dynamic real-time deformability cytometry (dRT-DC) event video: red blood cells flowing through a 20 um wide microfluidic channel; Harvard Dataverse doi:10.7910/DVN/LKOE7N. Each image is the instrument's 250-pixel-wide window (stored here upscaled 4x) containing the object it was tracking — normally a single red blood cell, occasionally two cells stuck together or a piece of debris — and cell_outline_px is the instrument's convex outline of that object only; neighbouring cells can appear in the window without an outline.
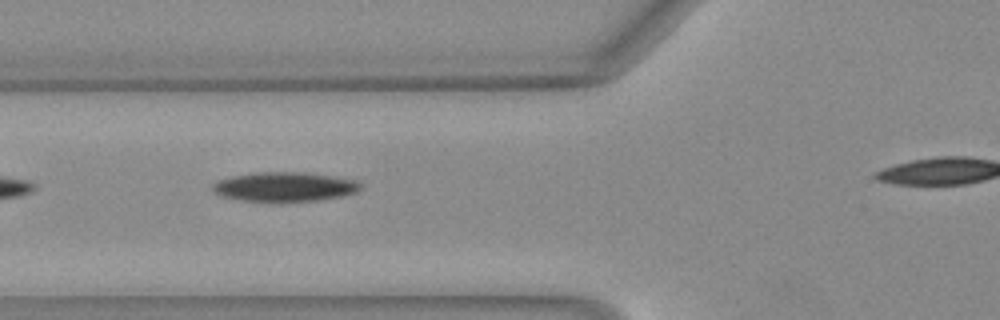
{"species": "Egyptian fruit bat (a non-hibernating species)", "species_latin": "Rousettus aegyptiacus", "temperature_condition": "warm", "stored_images_in_passage": 30, "camera_frame_rate_fps": 3000, "um_per_image_px": 0.085, "animal": {"sex": "female"}, "frame": {"image": 1, "passage_image": 5, "time_ms": 1.333, "image_size_px": [1000, 320], "cell_outline_px": [[360, 188], [356, 192], [340, 196], [316, 200], [240, 200], [224, 196], [216, 192], [212, 188], [212, 184], [216, 180], [232, 176], [256, 172], [304, 172], [360, 180]], "centroid_in_image_um": [24.2, 15.84], "position_along_channel_um": 101.6, "area_um2": 24.8}}